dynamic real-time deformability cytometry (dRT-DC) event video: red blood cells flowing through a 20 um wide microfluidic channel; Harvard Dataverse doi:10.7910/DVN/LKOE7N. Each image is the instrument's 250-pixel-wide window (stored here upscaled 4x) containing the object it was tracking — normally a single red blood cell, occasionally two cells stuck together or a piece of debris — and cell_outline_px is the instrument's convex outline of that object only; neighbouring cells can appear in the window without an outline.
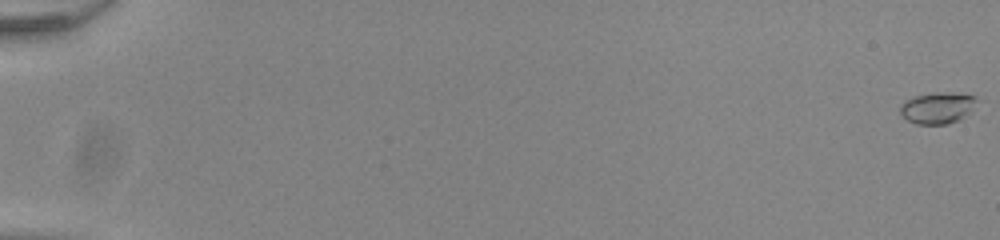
{"species": "common noctule bat (a hibernating species)", "species_latin": "Nyctalus noctula", "temperature_condition": "room temperature", "stored_images_in_passage": 53, "camera_frame_rate_fps": 3000, "um_per_image_px": 0.085, "animal": {"sex": "male", "body_mass_g": 20.0, "forearm_length_mm": 53.3}, "frame": {"image": 1, "passage_image": 1, "time_ms": 0.0, "image_size_px": [1000, 240], "cell_outline_px": [[976, 100], [968, 112], [956, 120], [948, 124], [916, 124], [900, 116], [900, 104], [904, 100], [916, 96], [936, 92], [948, 92], [976, 96]], "centroid_in_image_um": [79.6, 9.16], "position_along_channel_um": 5.4, "area_um2": 13.76}}
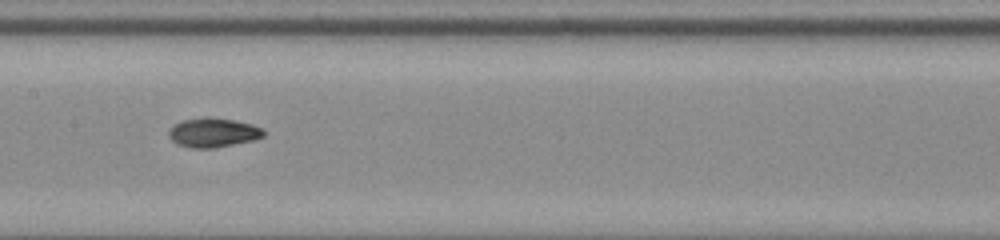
{"frame": {"image": 2, "passage_image": 31, "time_ms": 10.0, "image_size_px": [1000, 240], "cell_outline_px": [[264, 136], [256, 140], [212, 148], [188, 148], [176, 144], [168, 136], [168, 132], [172, 124], [180, 120], [208, 116], [232, 120], [252, 124], [264, 128]], "centroid_in_image_um": [18.09, 11.26], "position_along_channel_um": 189.3, "area_um2": 16.53}}
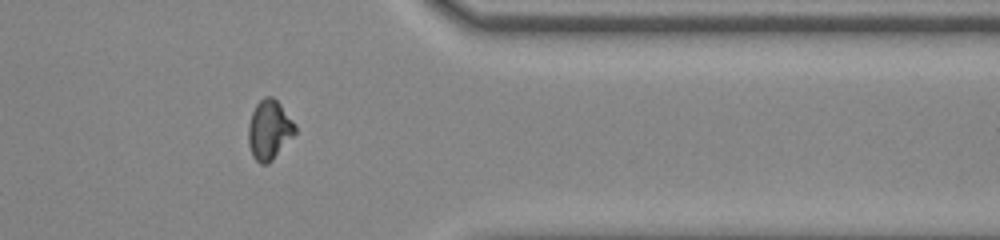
{"frame": {"image": 3, "passage_image": 47, "time_ms": 15.333, "image_size_px": [1000, 240], "cell_outline_px": [[296, 132], [272, 160], [268, 164], [260, 164], [252, 156], [248, 144], [248, 124], [252, 112], [256, 104], [264, 96], [272, 96], [280, 104], [296, 124]], "centroid_in_image_um": [22.87, 11.03], "position_along_channel_um": 388.5, "area_um2": 16.24}}